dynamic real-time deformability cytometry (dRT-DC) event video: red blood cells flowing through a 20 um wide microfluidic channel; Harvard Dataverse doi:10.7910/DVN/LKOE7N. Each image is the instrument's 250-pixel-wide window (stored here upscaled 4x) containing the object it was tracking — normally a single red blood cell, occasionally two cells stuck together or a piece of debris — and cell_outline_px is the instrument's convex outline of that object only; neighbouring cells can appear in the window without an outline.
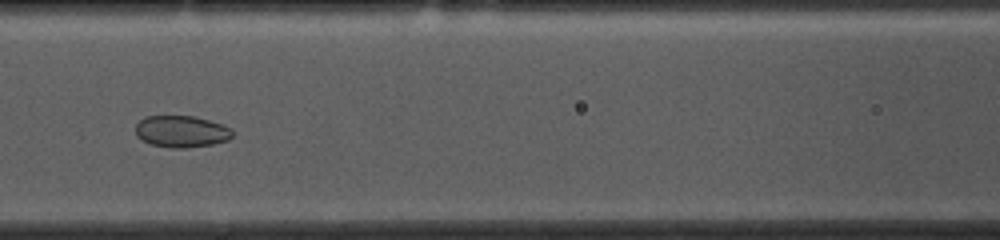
{"species": "common noctule bat (a hibernating species)", "species_latin": "Nyctalus noctula", "temperature_condition": "cold", "stored_images_in_passage": 51, "camera_frame_rate_fps": 3000, "um_per_image_px": 0.085, "animal": {"sex": "female", "body_mass_g": 10.0, "forearm_length_mm": 53.1}, "frame": {"image": 1, "passage_image": 20, "time_ms": 6.333, "image_size_px": [1000, 240], "cell_outline_px": [[232, 136], [228, 140], [212, 144], [184, 148], [172, 148], [152, 144], [136, 136], [136, 124], [144, 116], [192, 116], [208, 120], [232, 128]], "centroid_in_image_um": [15.41, 11.17], "position_along_channel_um": 151.2, "area_um2": 17.74}}
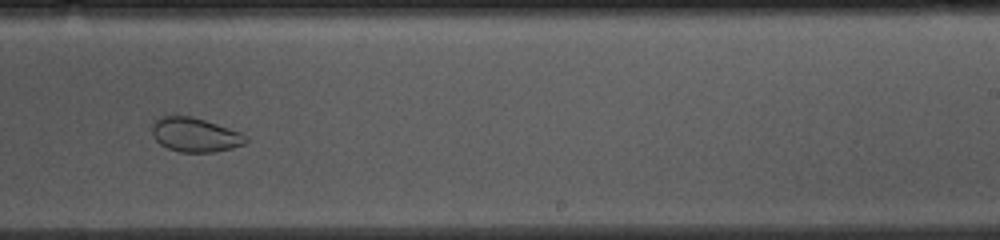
{"frame": {"image": 2, "passage_image": 30, "time_ms": 9.667, "image_size_px": [1000, 240], "cell_outline_px": [[248, 140], [244, 144], [232, 148], [212, 152], [180, 152], [168, 148], [160, 144], [152, 136], [152, 124], [160, 116], [192, 116], [240, 132], [248, 136]], "centroid_in_image_um": [16.57, 11.46], "position_along_channel_um": 272.4, "area_um2": 18.61}}
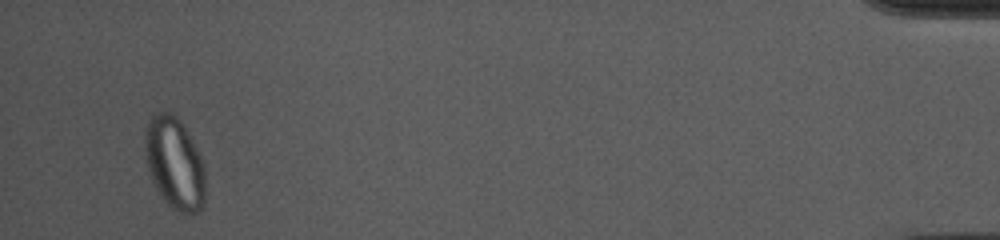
{"frame": {"image": 3, "passage_image": 49, "time_ms": 16.0, "image_size_px": [1000, 240], "cell_outline_px": [[204, 204], [196, 212], [180, 212], [172, 208], [164, 200], [152, 180], [148, 168], [144, 140], [144, 136], [148, 124], [152, 116], [160, 112], [168, 112], [176, 116], [180, 120], [196, 148], [204, 164]], "centroid_in_image_um": [14.84, 13.87], "position_along_channel_um": 420.4, "area_um2": 31.62}}